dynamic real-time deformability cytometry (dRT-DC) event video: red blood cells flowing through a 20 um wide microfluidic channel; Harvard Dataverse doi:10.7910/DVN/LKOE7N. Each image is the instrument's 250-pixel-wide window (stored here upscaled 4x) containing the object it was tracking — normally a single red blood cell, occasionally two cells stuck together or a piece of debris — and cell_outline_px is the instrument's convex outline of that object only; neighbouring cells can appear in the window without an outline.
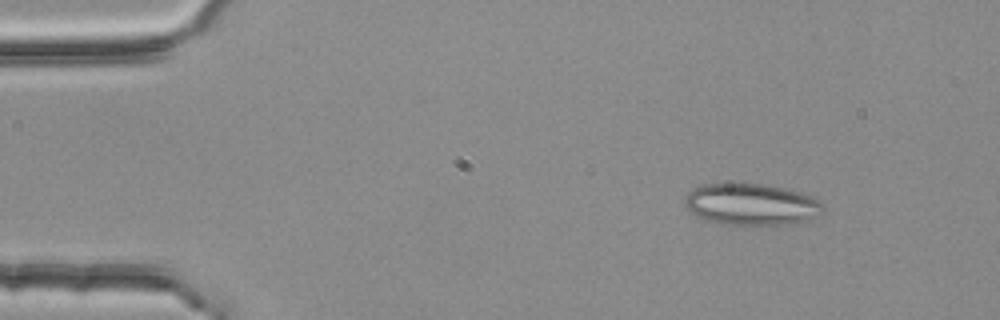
{"species": "common noctule bat (a hibernating species)", "species_latin": "Nyctalus noctula", "temperature_condition": "room temperature", "stored_images_in_passage": 4, "camera_frame_rate_fps": 3000, "um_per_image_px": 0.085, "animal": {"sex": "female", "body_mass_g": 25.1}, "frame": {"image": 1, "passage_image": 2, "time_ms": 0.333, "image_size_px": [1000, 320], "cell_outline_px": [[824, 208], [816, 216], [808, 220], [792, 224], [724, 224], [708, 220], [696, 216], [684, 208], [684, 200], [688, 192], [692, 188], [700, 184], [764, 184], [784, 188], [812, 196]], "centroid_in_image_um": [63.8, 17.37], "position_along_channel_um": 21.2, "area_um2": 33.29}}